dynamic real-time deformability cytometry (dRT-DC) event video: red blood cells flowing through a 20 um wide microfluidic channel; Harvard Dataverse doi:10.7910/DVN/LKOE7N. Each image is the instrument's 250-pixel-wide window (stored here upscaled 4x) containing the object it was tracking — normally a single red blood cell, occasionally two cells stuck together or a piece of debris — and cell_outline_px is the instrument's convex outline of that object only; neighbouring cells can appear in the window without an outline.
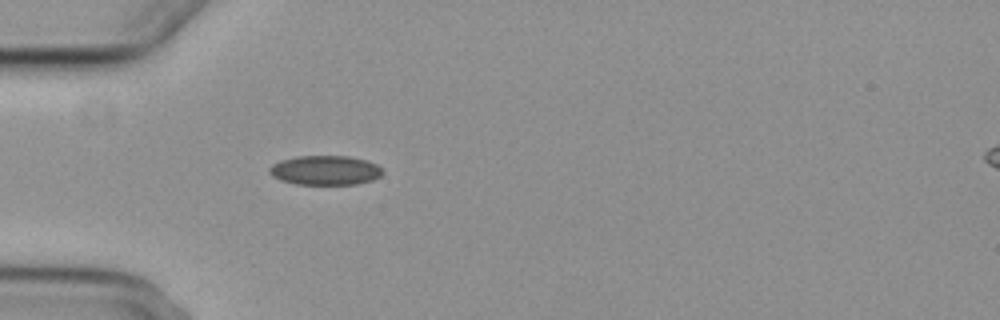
{"species": "common noctule bat (a hibernating species)", "species_latin": "Nyctalus noctula", "temperature_condition": "cold", "stored_images_in_passage": 2, "camera_frame_rate_fps": 3000, "um_per_image_px": 0.085, "animal": {"sex": "female", "body_mass_g": 29.2, "forearm_length_mm": 56.3}, "frame": {"image": 1, "passage_image": 2, "time_ms": 1.667, "image_size_px": [1000, 320], "cell_outline_px": [[384, 172], [380, 176], [372, 180], [356, 184], [296, 184], [280, 180], [272, 176], [268, 172], [268, 168], [272, 164], [280, 160], [296, 156], [348, 156], [368, 160], [384, 168]], "centroid_in_image_um": [27.65, 14.46], "position_along_channel_um": 57.4, "area_um2": 19.65}}